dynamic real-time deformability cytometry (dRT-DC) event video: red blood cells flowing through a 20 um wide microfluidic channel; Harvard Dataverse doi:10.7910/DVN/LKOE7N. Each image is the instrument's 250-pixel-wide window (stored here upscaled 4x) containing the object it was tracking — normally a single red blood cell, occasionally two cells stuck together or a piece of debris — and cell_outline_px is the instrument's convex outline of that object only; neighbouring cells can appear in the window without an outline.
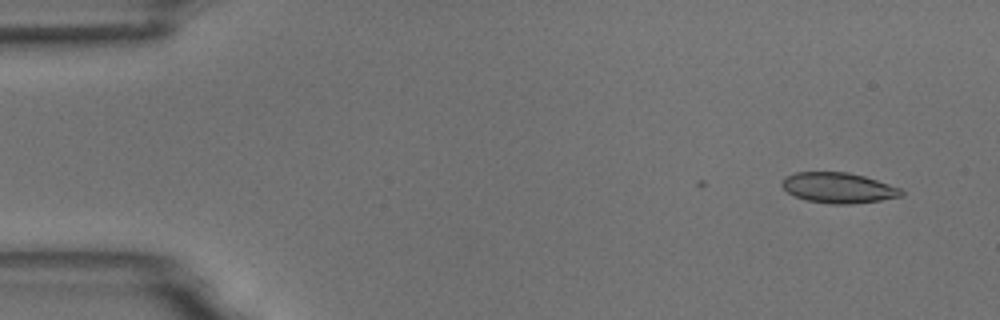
{"species": "common noctule bat (a hibernating species)", "species_latin": "Nyctalus noctula", "temperature_condition": "room temperature", "stored_images_in_passage": 3, "camera_frame_rate_fps": 3000, "um_per_image_px": 0.085, "animal": {"sex": "male", "body_mass_g": 18.8}, "frame": {"image": 1, "passage_image": 3, "time_ms": 2.333, "image_size_px": [1000, 320], "cell_outline_px": [[904, 196], [880, 200], [852, 204], [832, 204], [804, 200], [788, 192], [780, 184], [784, 176], [796, 172], [848, 172], [864, 176], [900, 188], [904, 192]], "centroid_in_image_um": [71.25, 15.96], "position_along_channel_um": 13.8, "area_um2": 21.21}}